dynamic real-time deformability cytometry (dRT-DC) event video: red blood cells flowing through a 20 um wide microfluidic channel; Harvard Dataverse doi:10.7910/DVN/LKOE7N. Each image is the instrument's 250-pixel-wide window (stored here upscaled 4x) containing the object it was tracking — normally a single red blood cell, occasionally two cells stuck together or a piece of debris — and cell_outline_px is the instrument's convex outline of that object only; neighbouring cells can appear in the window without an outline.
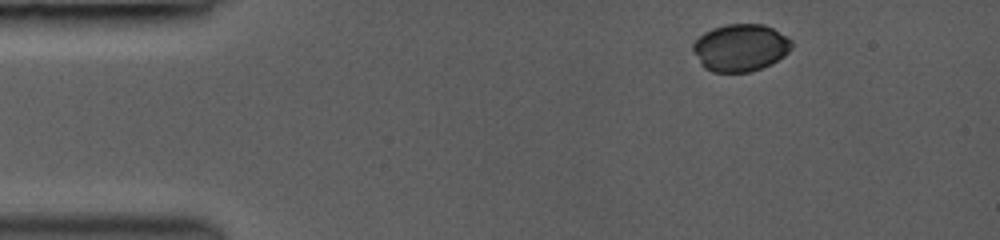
{"species": "common noctule bat (a hibernating species)", "species_latin": "Nyctalus noctula", "temperature_condition": "room temperature", "stored_images_in_passage": 5, "camera_frame_rate_fps": 3000, "um_per_image_px": 0.085, "animal": {"sex": "female", "body_mass_g": 19.0, "forearm_length_mm": 53.3}, "frame": {"image": 1, "passage_image": 1, "time_ms": 0.0, "image_size_px": [1000, 240], "cell_outline_px": [[792, 48], [784, 56], [772, 64], [752, 72], [712, 72], [704, 68], [700, 64], [692, 52], [692, 44], [704, 32], [712, 28], [724, 24], [764, 24], [772, 28], [792, 40]], "centroid_in_image_um": [62.92, 4.06], "position_along_channel_um": 22.1, "area_um2": 27.51}}
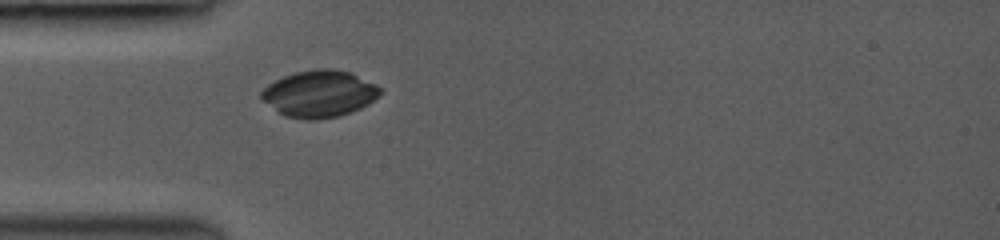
{"frame": {"image": 2, "passage_image": 5, "time_ms": 2.667, "image_size_px": [1000, 240], "cell_outline_px": [[380, 96], [368, 104], [352, 112], [340, 116], [316, 120], [304, 120], [284, 116], [276, 112], [260, 100], [260, 92], [268, 84], [284, 76], [296, 72], [316, 68], [332, 68], [348, 72], [376, 84], [380, 88]], "centroid_in_image_um": [27.1, 7.99], "position_along_channel_um": 57.9, "area_um2": 32.71}}